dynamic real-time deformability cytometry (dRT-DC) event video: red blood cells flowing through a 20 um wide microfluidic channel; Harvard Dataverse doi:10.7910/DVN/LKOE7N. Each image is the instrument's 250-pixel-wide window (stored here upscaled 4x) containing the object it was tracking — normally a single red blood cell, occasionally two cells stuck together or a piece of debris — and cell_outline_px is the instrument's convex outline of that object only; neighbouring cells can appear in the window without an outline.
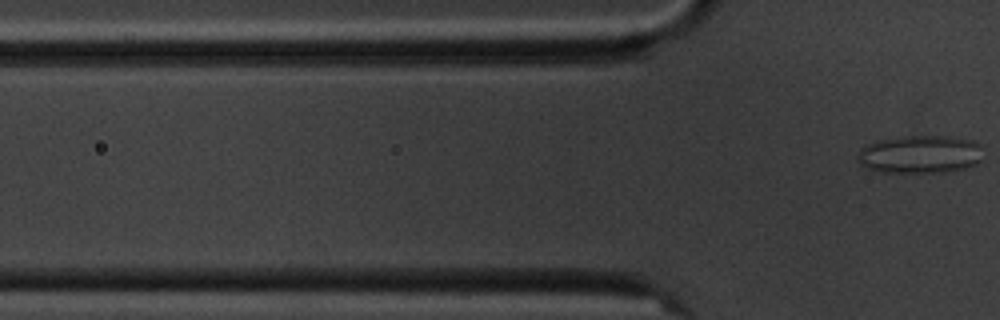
{"species": "common noctule bat (a hibernating species)", "species_latin": "Nyctalus noctula", "temperature_condition": "cold", "stored_images_in_passage": 6, "segment_of_instrument_passage": [2, 2], "camera_frame_rate_fps": 3000, "um_per_image_px": 0.085, "animal": {"sex": "male", "body_mass_g": 20.1, "forearm_length_mm": 53.5}, "frame": {"image": 1, "passage_image": 6, "time_ms": 5.667, "image_size_px": [1000, 320], "cell_outline_px": [[984, 160], [980, 164], [964, 168], [944, 172], [880, 172], [868, 168], [860, 164], [856, 156], [860, 148], [868, 144], [880, 140], [912, 136], [944, 136], [972, 140], [980, 144]], "centroid_in_image_um": [78.25, 13.13], "position_along_channel_um": 47.5, "area_um2": 27.92}}